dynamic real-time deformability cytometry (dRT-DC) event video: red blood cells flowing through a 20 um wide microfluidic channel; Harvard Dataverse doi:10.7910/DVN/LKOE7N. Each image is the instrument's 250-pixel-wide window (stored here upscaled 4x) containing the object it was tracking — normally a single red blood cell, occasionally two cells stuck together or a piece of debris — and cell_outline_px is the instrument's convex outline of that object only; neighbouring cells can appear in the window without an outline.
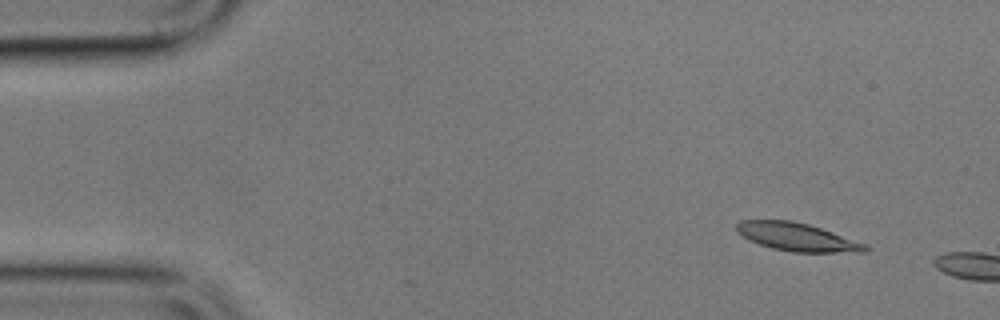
{"species": "common noctule bat (a hibernating species)", "species_latin": "Nyctalus noctula", "temperature_condition": "cold", "stored_images_in_passage": 2, "camera_frame_rate_fps": 3000, "um_per_image_px": 0.085, "animal": {"sex": "male", "body_mass_g": 17.9}, "frame": {"image": 1, "passage_image": 1, "time_ms": 0.0, "image_size_px": [1000, 320], "cell_outline_px": [[872, 248], [868, 252], [792, 252], [772, 248], [748, 240], [736, 228], [736, 224], [740, 220], [792, 220], [808, 224], [868, 244]], "centroid_in_image_um": [67.81, 20.15], "position_along_channel_um": 17.2, "area_um2": 21.04}}